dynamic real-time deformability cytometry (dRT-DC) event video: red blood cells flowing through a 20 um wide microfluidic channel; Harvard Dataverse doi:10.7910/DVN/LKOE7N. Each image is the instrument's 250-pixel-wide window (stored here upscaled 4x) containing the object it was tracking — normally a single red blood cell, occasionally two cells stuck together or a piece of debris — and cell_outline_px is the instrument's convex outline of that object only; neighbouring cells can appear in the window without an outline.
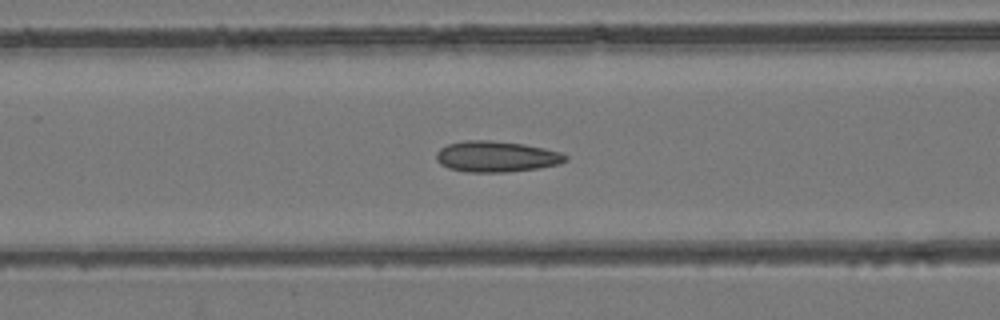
{"species": "common noctule bat (a hibernating species)", "species_latin": "Nyctalus noctula", "temperature_condition": "room temperature", "stored_images_in_passage": 53, "camera_frame_rate_fps": 3000, "um_per_image_px": 0.085, "animal": {"sex": "female", "body_mass_g": 24.6, "forearm_length_mm": 56.2}, "frame": {"image": 1, "passage_image": 21, "time_ms": 6.667, "image_size_px": [1000, 320], "cell_outline_px": [[568, 160], [560, 164], [540, 168], [504, 172], [468, 172], [448, 168], [440, 164], [436, 160], [436, 152], [440, 148], [448, 144], [464, 140], [488, 140], [524, 144], [544, 148], [560, 152], [568, 156]], "centroid_in_image_um": [42.19, 13.31], "position_along_channel_um": 124.4, "area_um2": 23.41}}
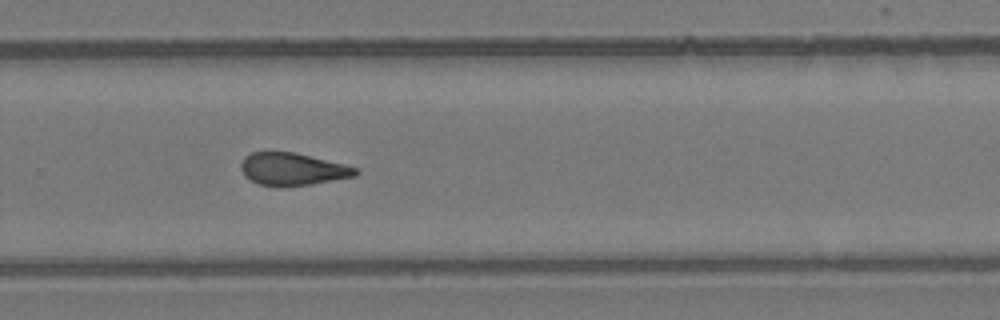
{"frame": {"image": 2, "passage_image": 35, "time_ms": 11.333, "image_size_px": [1000, 320], "cell_outline_px": [[360, 172], [356, 176], [308, 184], [260, 184], [244, 176], [240, 168], [240, 164], [244, 156], [252, 152], [296, 152], [344, 164], [356, 168]], "centroid_in_image_um": [24.86, 14.33], "position_along_channel_um": 304.9, "area_um2": 21.1}}
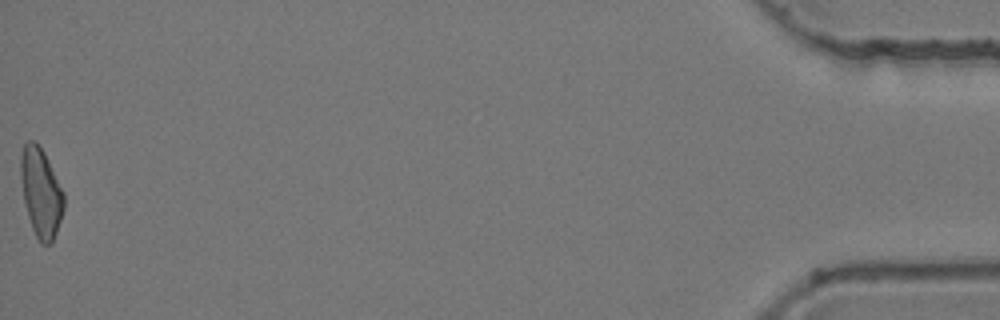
{"frame": {"image": 3, "passage_image": 53, "time_ms": 17.333, "image_size_px": [1000, 320], "cell_outline_px": [[64, 208], [52, 244], [40, 244], [32, 228], [28, 216], [24, 200], [20, 176], [20, 156], [24, 144], [28, 140], [32, 140], [44, 152], [64, 192]], "centroid_in_image_um": [3.48, 16.38], "position_along_channel_um": 431.7, "area_um2": 22.25}, "authors_computed_cell_mechanics": {"area_um2": 22.3686, "velocity_mm_per_s": 3.8731, "shape_relaxation_time_tau1_ms": null, "shape_relaxation_time_tau2_ms": 2.2561, "deformation_change_tau1": null, "deformation_change_tau2": 0.0963}}